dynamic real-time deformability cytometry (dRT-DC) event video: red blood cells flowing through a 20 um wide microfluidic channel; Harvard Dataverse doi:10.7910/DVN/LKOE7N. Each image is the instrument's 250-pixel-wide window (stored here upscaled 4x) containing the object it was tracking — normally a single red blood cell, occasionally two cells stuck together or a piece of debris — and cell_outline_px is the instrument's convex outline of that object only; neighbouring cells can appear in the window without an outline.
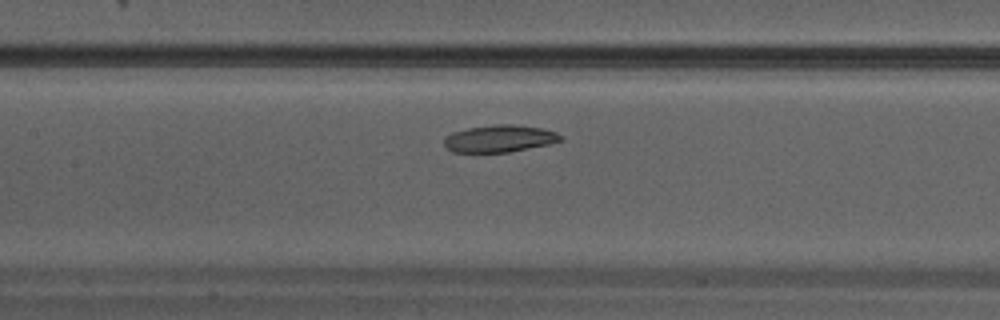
{"species": "Egyptian fruit bat (a non-hibernating species)", "species_latin": "Rousettus aegyptiacus", "temperature_condition": "warm", "stored_images_in_passage": 27, "camera_frame_rate_fps": 3000, "um_per_image_px": 0.085, "animal": {"sex": "male"}, "frame": {"image": 1, "passage_image": 12, "time_ms": 3.667, "image_size_px": [1000, 320], "cell_outline_px": [[564, 140], [548, 144], [508, 152], [452, 152], [444, 144], [444, 136], [452, 132], [468, 128], [496, 124], [512, 124], [540, 128], [556, 132], [564, 136]], "centroid_in_image_um": [42.46, 11.77], "position_along_channel_um": 164.9, "area_um2": 18.38}}